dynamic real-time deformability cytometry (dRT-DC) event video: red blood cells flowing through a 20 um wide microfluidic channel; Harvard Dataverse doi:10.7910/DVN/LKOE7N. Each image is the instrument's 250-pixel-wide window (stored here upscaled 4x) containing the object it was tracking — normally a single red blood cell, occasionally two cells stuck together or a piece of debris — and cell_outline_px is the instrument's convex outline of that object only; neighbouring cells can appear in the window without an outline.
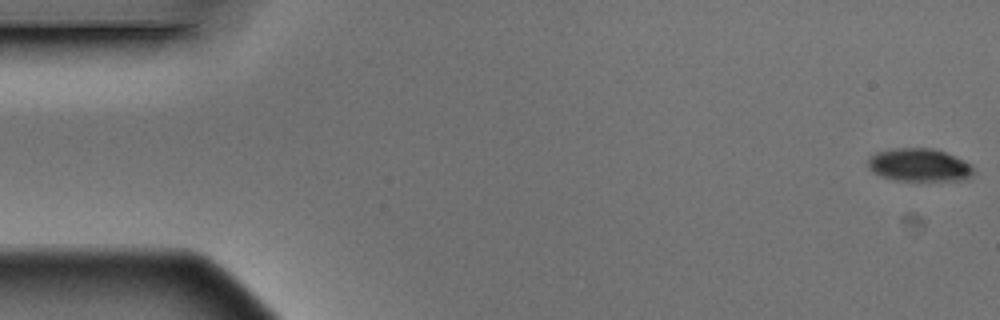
{"species": "Egyptian fruit bat (a non-hibernating species)", "species_latin": "Rousettus aegyptiacus", "temperature_condition": "warm", "stored_images_in_passage": 5, "camera_frame_rate_fps": 3000, "um_per_image_px": 0.085, "animal": {"sex": "male"}, "frame": {"image": 1, "passage_image": 1, "time_ms": 0.0, "image_size_px": [1000, 320], "cell_outline_px": [[972, 176], [968, 180], [896, 180], [880, 176], [872, 172], [868, 168], [868, 160], [872, 156], [880, 152], [896, 148], [932, 148], [944, 152], [964, 160], [972, 164]], "centroid_in_image_um": [78.15, 14.03], "position_along_channel_um": 6.8, "area_um2": 20.11}}
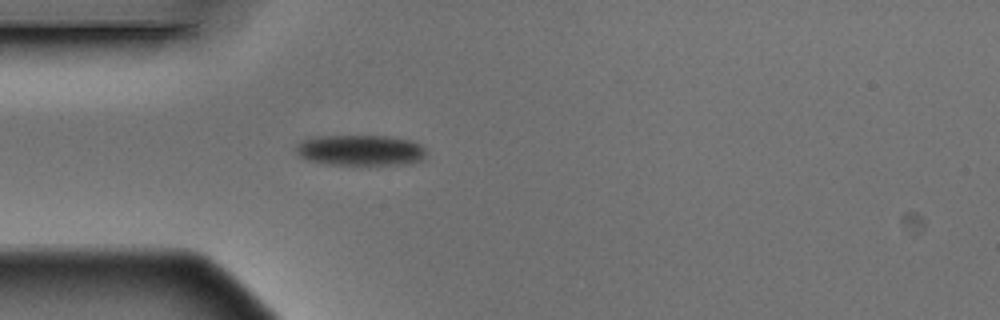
{"frame": {"image": 2, "passage_image": 5, "time_ms": 1.333, "image_size_px": [1000, 320], "cell_outline_px": [[424, 160], [404, 164], [324, 164], [308, 160], [300, 156], [296, 152], [296, 144], [304, 140], [316, 136], [384, 136], [412, 140], [420, 144], [424, 148]], "centroid_in_image_um": [30.63, 12.77], "position_along_channel_um": 54.4, "area_um2": 23.18}}